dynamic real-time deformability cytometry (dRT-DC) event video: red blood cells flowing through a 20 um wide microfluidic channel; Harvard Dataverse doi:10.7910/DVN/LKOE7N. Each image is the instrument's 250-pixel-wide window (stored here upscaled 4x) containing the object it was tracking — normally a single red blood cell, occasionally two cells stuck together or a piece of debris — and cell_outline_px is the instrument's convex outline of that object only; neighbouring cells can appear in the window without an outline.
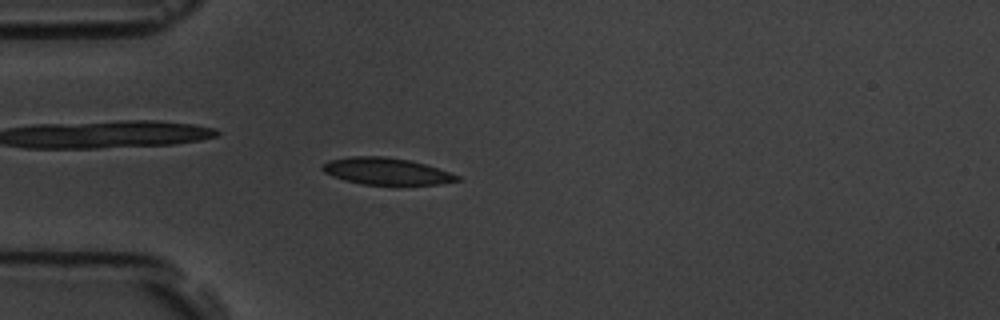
{"species": "common noctule bat (a hibernating species)", "species_latin": "Nyctalus noctula", "temperature_condition": "room temperature", "stored_images_in_passage": 6, "camera_frame_rate_fps": 3000, "um_per_image_px": 0.085, "animal": {"sex": "male", "body_mass_g": 19.5, "forearm_length_mm": 54.6}, "frame": {"image": 1, "passage_image": 5, "time_ms": 5.333, "image_size_px": [1000, 320], "cell_outline_px": [[460, 180], [440, 184], [360, 184], [344, 180], [324, 172], [320, 168], [320, 164], [328, 160], [348, 156], [384, 156], [408, 160], [424, 164], [460, 176]], "centroid_in_image_um": [32.76, 14.54], "position_along_channel_um": 52.2, "area_um2": 20.92}}